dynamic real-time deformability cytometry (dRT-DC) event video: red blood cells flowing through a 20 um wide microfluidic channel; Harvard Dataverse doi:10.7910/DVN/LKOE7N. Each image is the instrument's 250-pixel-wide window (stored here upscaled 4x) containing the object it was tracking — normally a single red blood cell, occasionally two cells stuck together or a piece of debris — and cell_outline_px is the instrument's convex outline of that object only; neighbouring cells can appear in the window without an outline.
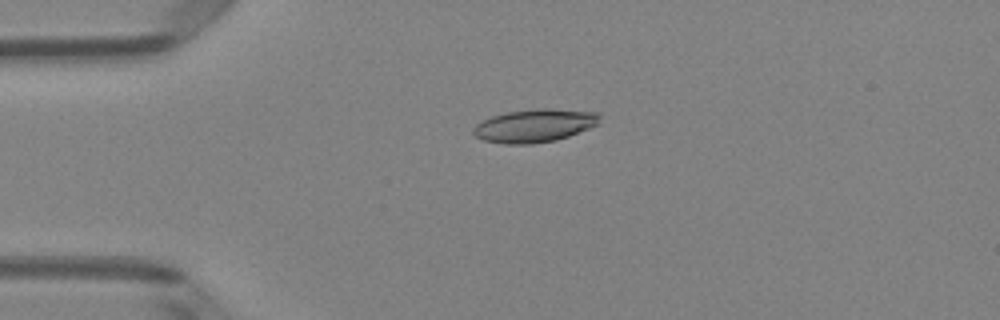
{"species": "Egyptian fruit bat (a non-hibernating species)", "species_latin": "Rousettus aegyptiacus", "temperature_condition": "room temperature", "stored_images_in_passage": 5, "camera_frame_rate_fps": 3000, "um_per_image_px": 0.085, "animal": {"sex": "female"}, "frame": {"image": 1, "passage_image": 4, "time_ms": 1.0, "image_size_px": [1000, 320], "cell_outline_px": [[600, 124], [568, 136], [556, 140], [532, 144], [504, 144], [484, 140], [476, 136], [472, 132], [472, 128], [476, 124], [492, 116], [508, 112], [536, 108], [548, 108], [600, 112]], "centroid_in_image_um": [45.47, 10.67], "position_along_channel_um": 39.5, "area_um2": 24.51}}